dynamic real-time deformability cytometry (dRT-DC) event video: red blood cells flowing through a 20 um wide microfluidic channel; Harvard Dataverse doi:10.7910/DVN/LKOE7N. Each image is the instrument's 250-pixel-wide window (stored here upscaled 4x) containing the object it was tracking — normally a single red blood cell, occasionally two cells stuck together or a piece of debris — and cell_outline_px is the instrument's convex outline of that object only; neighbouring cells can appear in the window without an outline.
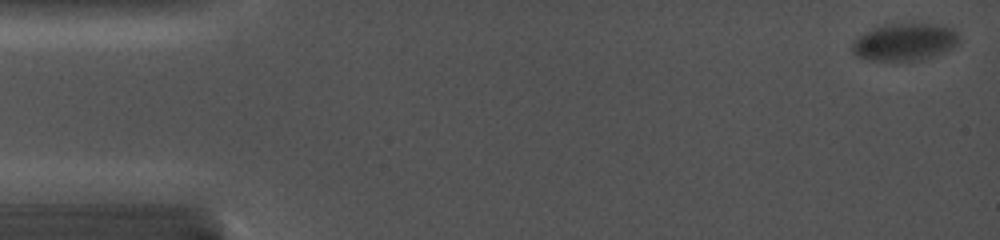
{"species": "common noctule bat (a hibernating species)", "species_latin": "Nyctalus noctula", "temperature_condition": "cold", "stored_images_in_passage": 29, "camera_frame_rate_fps": 5000, "um_per_image_px": 0.085, "animal": {"sex": "female", "body_mass_g": 19.0, "forearm_length_mm": 56.7}, "frame": {"image": 1, "passage_image": 1, "time_ms": 0.0, "image_size_px": [1000, 240], "cell_outline_px": [[960, 40], [952, 48], [944, 52], [924, 60], [864, 60], [856, 56], [852, 52], [852, 40], [872, 28], [888, 24], [936, 24], [952, 28], [956, 32]], "centroid_in_image_um": [76.87, 3.58], "position_along_channel_um": 8.1, "area_um2": 23.29}}
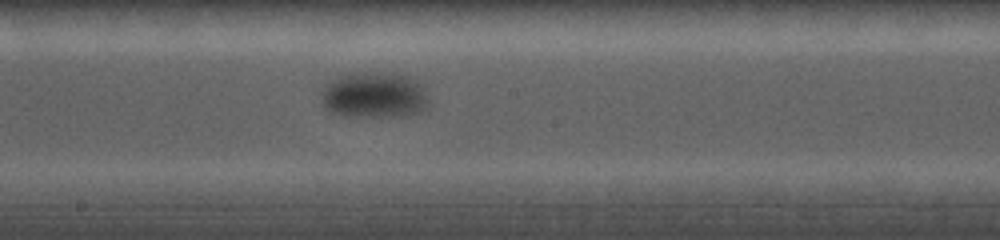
{"frame": {"image": 2, "passage_image": 16, "time_ms": 9.8, "image_size_px": [1000, 240], "cell_outline_px": [[428, 108], [420, 112], [404, 116], [348, 116], [328, 112], [324, 104], [324, 88], [328, 80], [340, 76], [360, 72], [392, 72], [408, 76], [416, 80], [420, 84], [428, 96]], "centroid_in_image_um": [31.86, 8.08], "position_along_channel_um": 216.3, "area_um2": 28.9}}
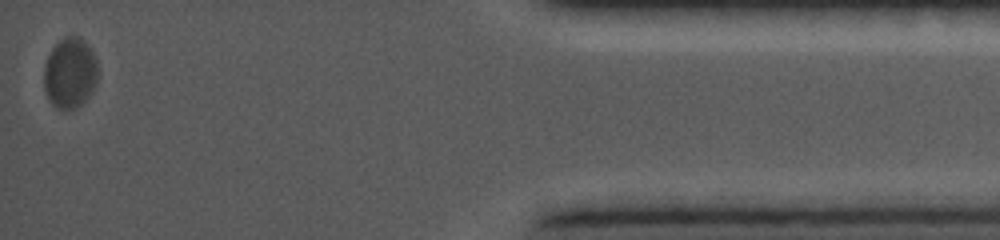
{"frame": {"image": 3, "passage_image": 29, "time_ms": 17.4, "image_size_px": [1000, 240], "cell_outline_px": [[96, 84], [92, 92], [80, 104], [64, 112], [56, 108], [48, 100], [44, 88], [44, 68], [48, 56], [52, 48], [64, 36], [80, 36], [92, 52], [96, 60]], "centroid_in_image_um": [5.92, 6.22], "position_along_channel_um": 429.3, "area_um2": 22.08}}